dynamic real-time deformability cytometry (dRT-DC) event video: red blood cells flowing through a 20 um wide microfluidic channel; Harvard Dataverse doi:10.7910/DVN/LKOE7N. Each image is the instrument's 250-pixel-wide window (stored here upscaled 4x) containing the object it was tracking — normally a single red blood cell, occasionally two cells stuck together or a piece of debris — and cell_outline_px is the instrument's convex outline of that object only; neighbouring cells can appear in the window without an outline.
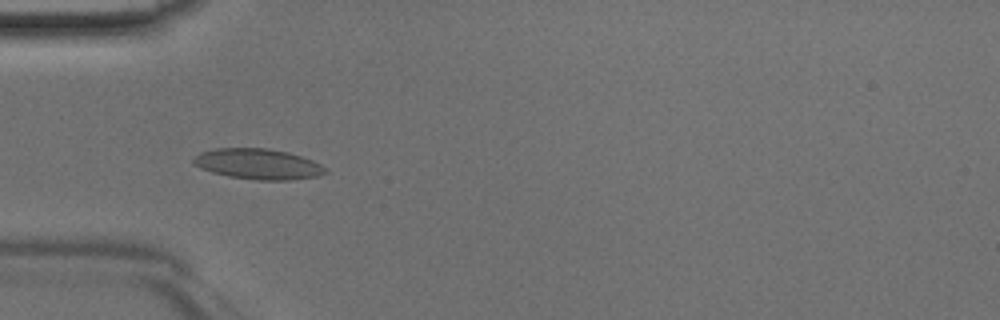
{"species": "Egyptian fruit bat (a non-hibernating species)", "species_latin": "Rousettus aegyptiacus", "temperature_condition": "room temperature", "stored_images_in_passage": 33, "camera_frame_rate_fps": 3000, "um_per_image_px": 0.085, "animal": {"sex": "male"}, "frame": {"image": 1, "passage_image": 1, "time_ms": 0.0, "image_size_px": [1000, 320], "cell_outline_px": [[328, 172], [316, 176], [288, 180], [260, 180], [228, 176], [212, 172], [200, 168], [192, 164], [192, 160], [200, 152], [216, 148], [268, 148], [288, 152], [312, 160], [320, 164]], "centroid_in_image_um": [21.9, 13.93], "position_along_channel_um": 63.1, "area_um2": 23.35}}
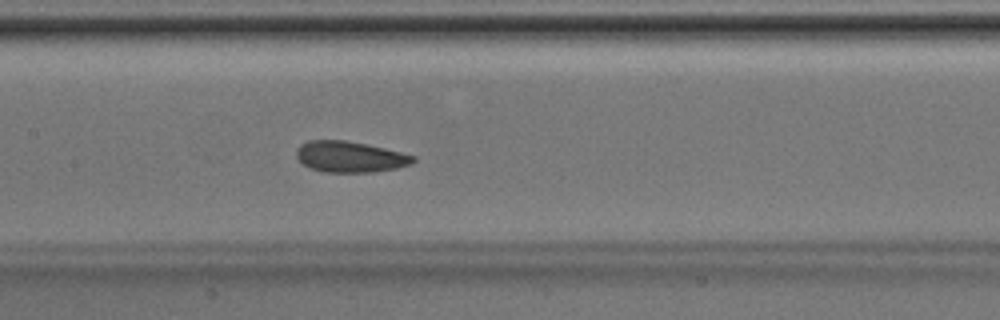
{"frame": {"image": 2, "passage_image": 9, "time_ms": 2.667, "image_size_px": [1000, 320], "cell_outline_px": [[416, 160], [412, 164], [396, 168], [372, 172], [324, 172], [308, 168], [296, 156], [296, 148], [300, 144], [308, 140], [344, 140], [384, 148], [416, 156]], "centroid_in_image_um": [29.73, 13.33], "position_along_channel_um": 177.7, "area_um2": 21.1}}
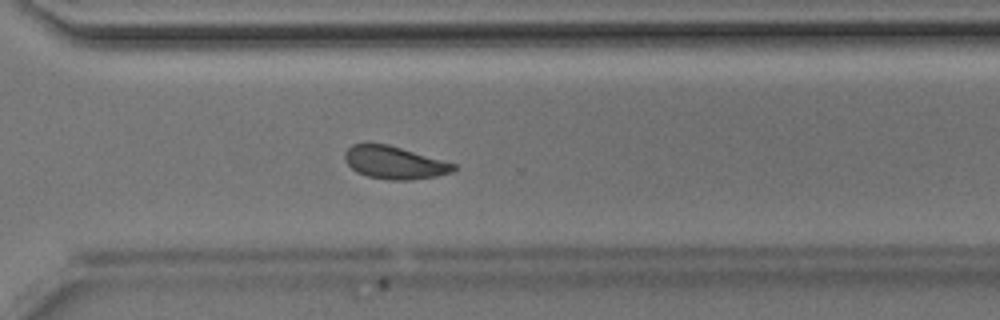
{"frame": {"image": 3, "passage_image": 20, "time_ms": 6.333, "image_size_px": [1000, 320], "cell_outline_px": [[456, 168], [452, 172], [436, 176], [408, 180], [388, 180], [368, 176], [356, 172], [344, 160], [344, 152], [352, 144], [388, 144], [456, 164]], "centroid_in_image_um": [33.5, 13.82], "position_along_channel_um": 337.1, "area_um2": 20.58}}